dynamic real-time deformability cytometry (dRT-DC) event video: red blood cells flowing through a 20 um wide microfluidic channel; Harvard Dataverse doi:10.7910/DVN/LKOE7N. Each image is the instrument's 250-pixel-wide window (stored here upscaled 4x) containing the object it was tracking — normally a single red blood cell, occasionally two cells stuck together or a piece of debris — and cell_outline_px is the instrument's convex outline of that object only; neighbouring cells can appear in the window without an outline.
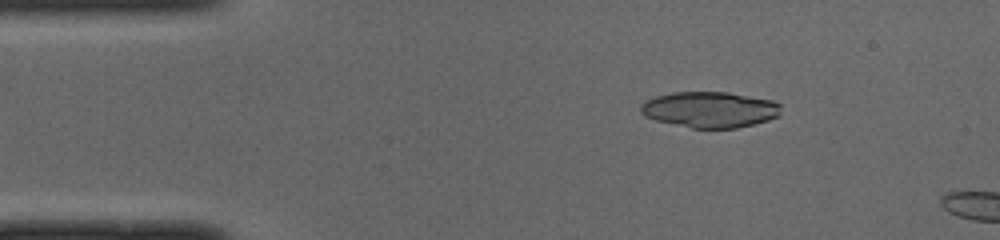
{"species": "common noctule bat (a hibernating species)", "species_latin": "Nyctalus noctula", "temperature_condition": "cold", "stored_images_in_passage": 46, "camera_frame_rate_fps": 3000, "um_per_image_px": 0.085, "animal": {"sex": "male", "body_mass_g": 19.0, "forearm_length_mm": 50.8}, "frame": {"image": 1, "passage_image": 7, "time_ms": 2.0, "image_size_px": [1000, 240], "cell_outline_px": [[780, 116], [768, 120], [736, 128], [692, 128], [656, 120], [644, 116], [640, 112], [640, 104], [644, 100], [656, 96], [672, 92], [728, 92], [772, 100], [780, 104]], "centroid_in_image_um": [60.32, 9.31], "position_along_channel_um": 24.7, "area_um2": 29.42}}